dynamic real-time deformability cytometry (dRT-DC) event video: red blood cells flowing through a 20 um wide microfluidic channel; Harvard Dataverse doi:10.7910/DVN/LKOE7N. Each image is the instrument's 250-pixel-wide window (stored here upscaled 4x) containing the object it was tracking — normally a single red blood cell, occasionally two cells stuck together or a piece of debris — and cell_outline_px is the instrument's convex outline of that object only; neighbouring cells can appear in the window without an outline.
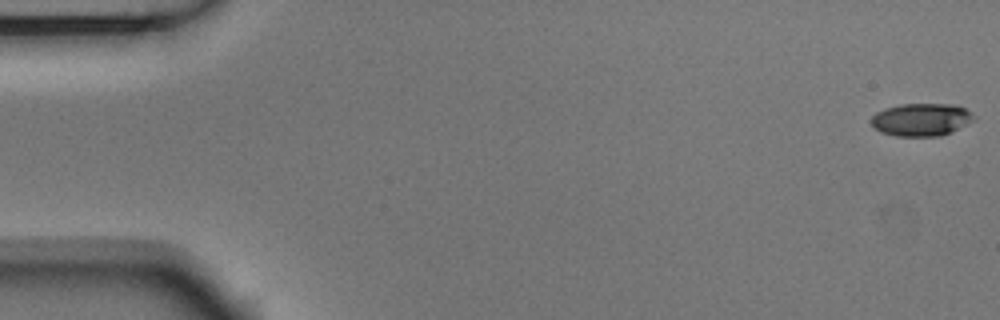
{"species": "Egyptian fruit bat (a non-hibernating species)", "species_latin": "Rousettus aegyptiacus", "temperature_condition": "room temperature", "stored_images_in_passage": 9, "camera_frame_rate_fps": 3000, "um_per_image_px": 0.085, "animal": {"sex": "male"}, "frame": {"image": 1, "passage_image": 1, "time_ms": 0.0, "image_size_px": [1000, 320], "cell_outline_px": [[976, 120], [952, 132], [940, 136], [896, 136], [880, 132], [872, 128], [868, 120], [876, 112], [884, 108], [900, 104], [956, 104], [972, 112], [976, 116]], "centroid_in_image_um": [78.3, 10.17], "position_along_channel_um": 6.7, "area_um2": 20.11}}
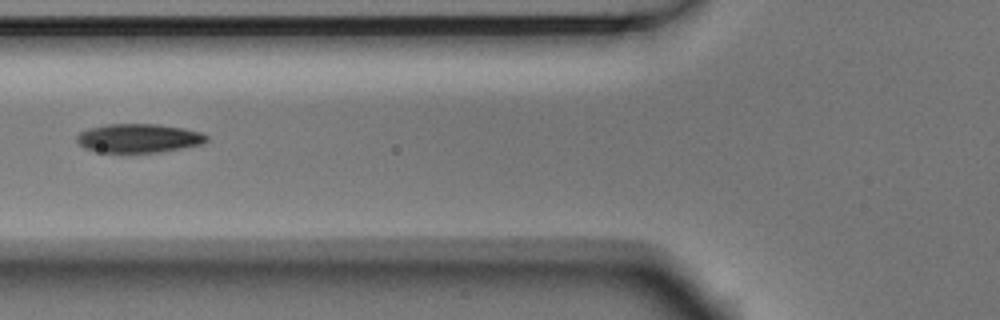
{"frame": {"image": 2, "passage_image": 6, "time_ms": 1.667, "image_size_px": [1000, 320], "cell_outline_px": [[208, 140], [204, 144], [160, 152], [96, 152], [84, 148], [76, 140], [76, 136], [80, 132], [88, 128], [108, 124], [156, 124], [184, 128], [200, 132], [208, 136]], "centroid_in_image_um": [11.79, 11.75], "position_along_channel_um": 114.0, "area_um2": 21.91}}
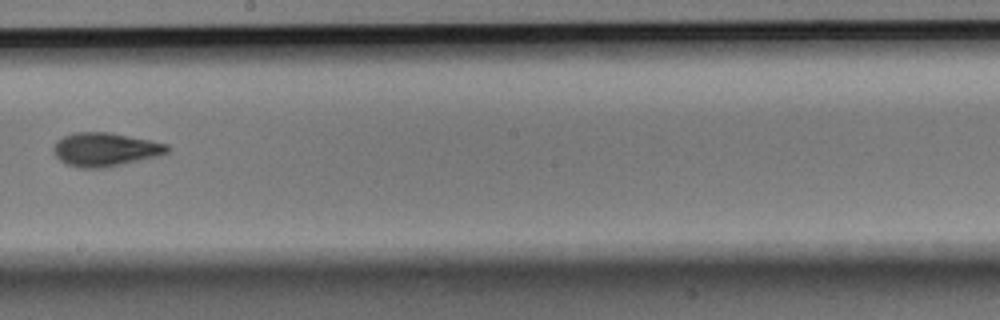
{"frame": {"image": 3, "passage_image": 9, "time_ms": 2.667, "image_size_px": [1000, 320], "cell_outline_px": [[172, 148], [168, 152], [156, 156], [140, 160], [104, 168], [80, 168], [64, 164], [56, 156], [52, 148], [56, 140], [64, 136], [76, 132], [108, 132], [168, 144]], "centroid_in_image_um": [8.91, 12.71], "position_along_channel_um": 239.3, "area_um2": 22.25}}